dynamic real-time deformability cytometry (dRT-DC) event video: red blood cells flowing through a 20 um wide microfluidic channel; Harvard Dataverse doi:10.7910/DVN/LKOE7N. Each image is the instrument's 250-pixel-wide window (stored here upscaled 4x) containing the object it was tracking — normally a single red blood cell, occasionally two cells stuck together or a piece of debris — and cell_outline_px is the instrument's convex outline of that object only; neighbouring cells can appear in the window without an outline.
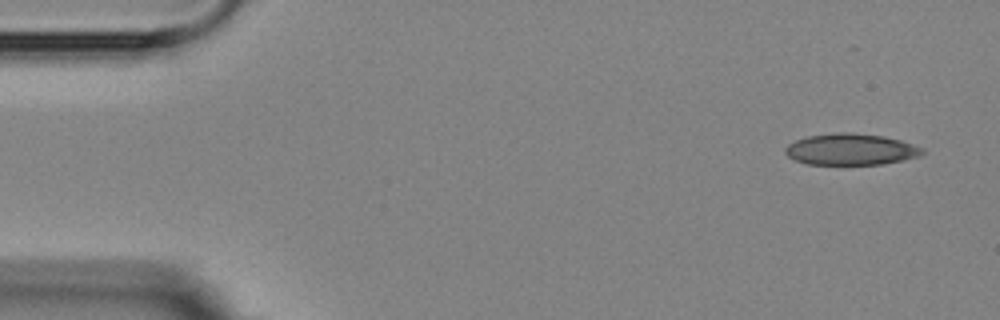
{"species": "Egyptian fruit bat (a non-hibernating species)", "species_latin": "Rousettus aegyptiacus", "temperature_condition": "room temperature", "stored_images_in_passage": 4, "camera_frame_rate_fps": 3000, "um_per_image_px": 0.085, "animal": {"sex": "female"}, "frame": {"image": 1, "passage_image": 1, "time_ms": 0.0, "image_size_px": [1000, 320], "cell_outline_px": [[924, 152], [920, 156], [904, 160], [884, 164], [808, 164], [796, 160], [788, 156], [784, 152], [784, 148], [788, 144], [796, 140], [808, 136], [836, 132], [852, 132], [884, 136], [900, 140], [924, 148]], "centroid_in_image_um": [72.33, 12.69], "position_along_channel_um": 12.7, "area_um2": 25.14}}
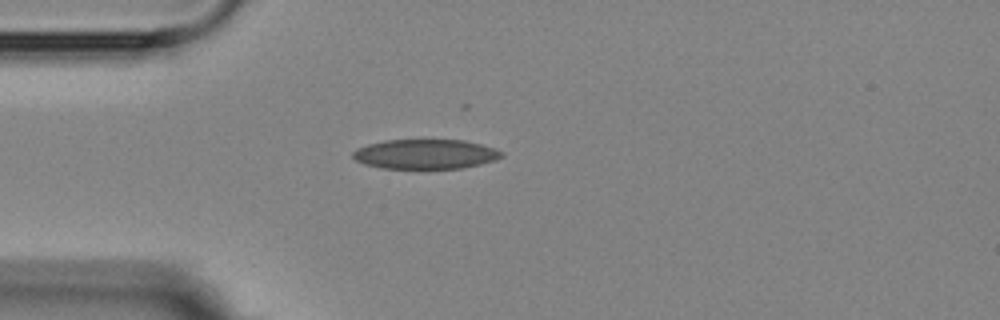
{"frame": {"image": 2, "passage_image": 4, "time_ms": 3.667, "image_size_px": [1000, 320], "cell_outline_px": [[504, 156], [496, 160], [480, 164], [460, 168], [380, 168], [364, 164], [356, 160], [352, 156], [352, 152], [356, 148], [368, 144], [384, 140], [464, 140], [496, 148], [504, 152]], "centroid_in_image_um": [36.17, 13.09], "position_along_channel_um": 48.8, "area_um2": 25.78}}